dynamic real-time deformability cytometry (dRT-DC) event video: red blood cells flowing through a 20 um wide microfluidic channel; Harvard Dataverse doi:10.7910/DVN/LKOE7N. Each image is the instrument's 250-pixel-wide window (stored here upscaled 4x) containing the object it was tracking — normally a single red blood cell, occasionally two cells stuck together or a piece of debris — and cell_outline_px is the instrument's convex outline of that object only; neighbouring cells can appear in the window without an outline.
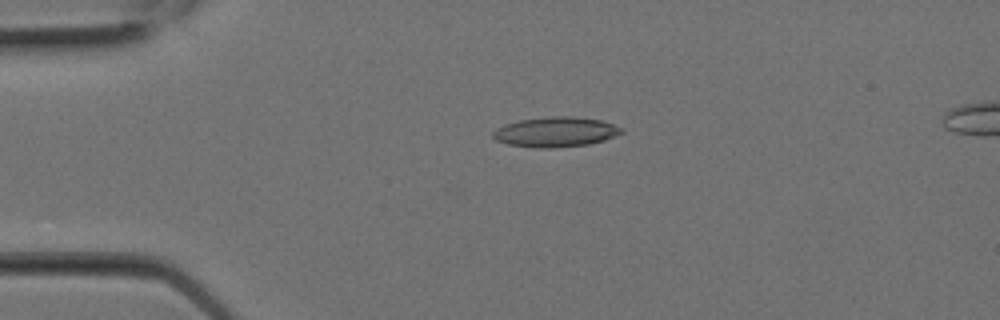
{"species": "Egyptian fruit bat (a non-hibernating species)", "species_latin": "Rousettus aegyptiacus", "temperature_condition": "room temperature", "stored_images_in_passage": 3, "camera_frame_rate_fps": 3000, "um_per_image_px": 0.085, "animal": {"sex": "female"}, "frame": {"image": 1, "passage_image": 2, "time_ms": 0.333, "image_size_px": [1000, 320], "cell_outline_px": [[624, 132], [604, 140], [588, 144], [552, 148], [540, 148], [508, 144], [496, 140], [492, 136], [492, 132], [496, 128], [504, 124], [520, 120], [548, 116], [572, 116], [604, 120], [620, 128]], "centroid_in_image_um": [47.21, 11.2], "position_along_channel_um": 37.8, "area_um2": 22.43}}